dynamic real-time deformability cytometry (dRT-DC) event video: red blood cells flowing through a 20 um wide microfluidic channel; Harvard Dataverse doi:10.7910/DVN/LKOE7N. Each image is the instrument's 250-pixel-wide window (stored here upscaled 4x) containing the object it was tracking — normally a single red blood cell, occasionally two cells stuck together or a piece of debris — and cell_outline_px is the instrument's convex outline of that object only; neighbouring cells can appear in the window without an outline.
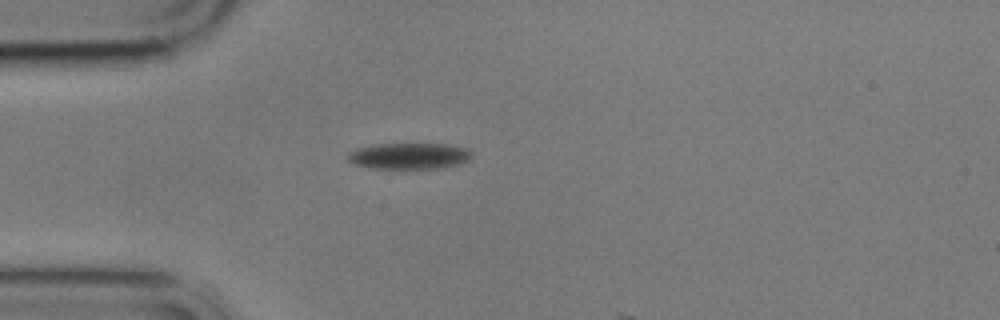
{"species": "common noctule bat (a hibernating species)", "species_latin": "Nyctalus noctula", "temperature_condition": "cold", "stored_images_in_passage": 2, "camera_frame_rate_fps": 3000, "um_per_image_px": 0.085, "animal": {"sex": "male", "body_mass_g": 17.9}, "frame": {"image": 1, "passage_image": 1, "time_ms": 0.0, "image_size_px": [1000, 320], "cell_outline_px": [[472, 156], [468, 160], [460, 164], [436, 168], [372, 168], [352, 164], [348, 160], [348, 152], [356, 148], [376, 144], [448, 144], [464, 148], [472, 152]], "centroid_in_image_um": [34.75, 13.25], "position_along_channel_um": 50.3, "area_um2": 18.84}}